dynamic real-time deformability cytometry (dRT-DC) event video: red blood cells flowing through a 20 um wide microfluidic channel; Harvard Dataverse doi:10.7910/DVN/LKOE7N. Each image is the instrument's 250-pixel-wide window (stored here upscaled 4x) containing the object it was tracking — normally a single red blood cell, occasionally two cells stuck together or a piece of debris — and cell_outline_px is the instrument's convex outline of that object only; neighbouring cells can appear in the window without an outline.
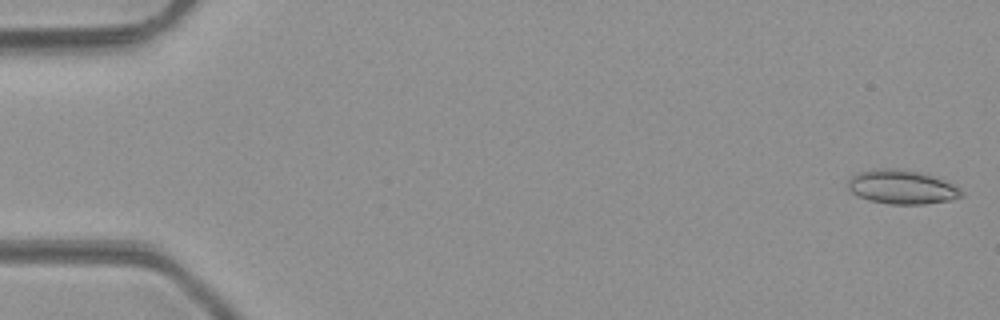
{"species": "common noctule bat (a hibernating species)", "species_latin": "Nyctalus noctula", "temperature_condition": "room temperature", "stored_images_in_passage": 48, "camera_frame_rate_fps": 3000, "um_per_image_px": 0.085, "animal": {"sex": "male", "body_mass_g": 23.1, "forearm_length_mm": 52.7}, "frame": {"image": 1, "passage_image": 1, "time_ms": 0.0, "image_size_px": [1000, 320], "cell_outline_px": [[964, 196], [952, 200], [924, 204], [888, 204], [868, 200], [852, 192], [848, 188], [848, 180], [852, 176], [860, 172], [888, 168], [916, 172], [932, 176], [944, 180], [960, 188], [964, 192]], "centroid_in_image_um": [76.7, 15.93], "position_along_channel_um": 8.3, "area_um2": 22.14}}
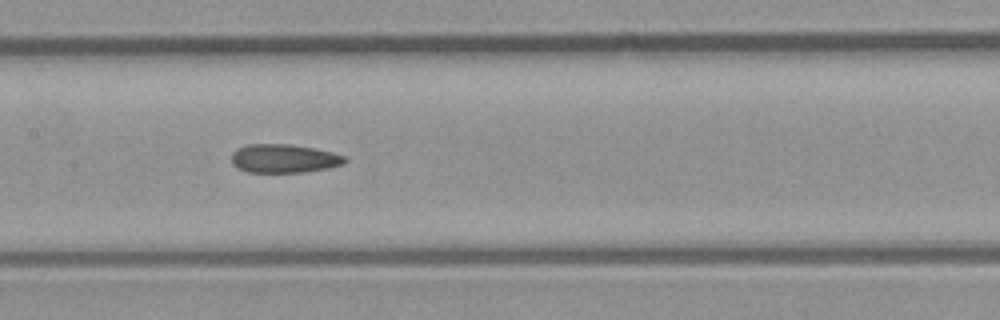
{"frame": {"image": 2, "passage_image": 24, "time_ms": 7.667, "image_size_px": [1000, 320], "cell_outline_px": [[348, 160], [344, 164], [328, 168], [304, 172], [248, 172], [232, 164], [232, 152], [236, 148], [248, 144], [288, 144], [312, 148], [332, 152], [344, 156]], "centroid_in_image_um": [24.13, 13.47], "position_along_channel_um": 183.3, "area_um2": 18.84}}
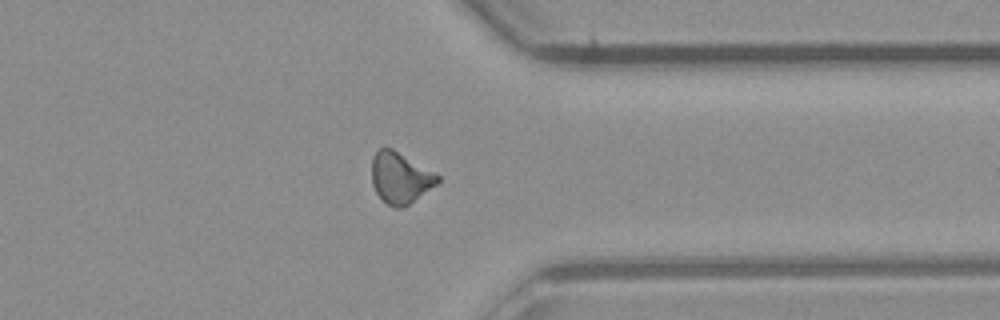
{"frame": {"image": 3, "passage_image": 38, "time_ms": 12.333, "image_size_px": [1000, 320], "cell_outline_px": [[440, 180], [436, 184], [404, 208], [396, 208], [388, 204], [376, 192], [372, 184], [372, 156], [380, 148], [392, 148], [440, 176]], "centroid_in_image_um": [34.0, 15.12], "position_along_channel_um": 377.4, "area_um2": 19.31}, "authors_computed_cell_mechanics": {"area_um2": 19.3919, "velocity_mm_per_s": 4.2667, "shape_relaxation_time_tau1_ms": null, "shape_relaxation_time_tau2_ms": 3.4164, "deformation_change_tau1": null, "deformation_change_tau2": 0.1146}}